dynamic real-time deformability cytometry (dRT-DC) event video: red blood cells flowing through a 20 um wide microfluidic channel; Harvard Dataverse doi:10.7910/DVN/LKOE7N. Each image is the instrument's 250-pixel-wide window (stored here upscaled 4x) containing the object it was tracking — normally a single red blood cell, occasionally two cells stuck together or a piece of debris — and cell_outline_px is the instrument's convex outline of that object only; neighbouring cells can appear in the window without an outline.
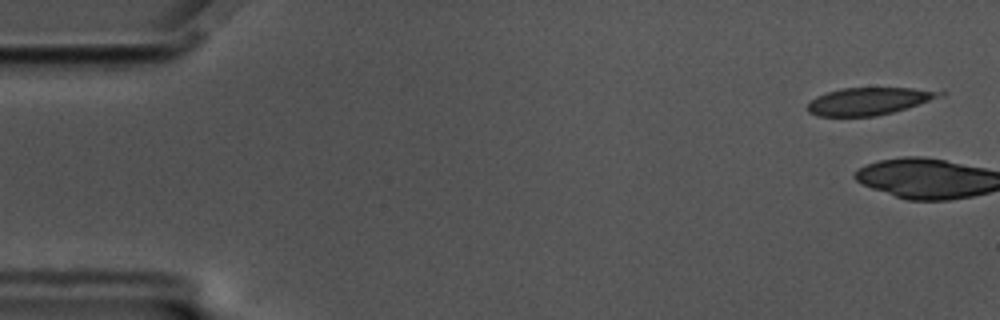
{"species": "common noctule bat (a hibernating species)", "species_latin": "Nyctalus noctula", "temperature_condition": "cold", "stored_images_in_passage": 4, "camera_frame_rate_fps": 3000, "um_per_image_px": 0.085, "animal": {"sex": "male", "body_mass_g": 17.5, "forearm_length_mm": 52.3}, "frame": {"image": 1, "passage_image": 2, "time_ms": 0.333, "image_size_px": [1000, 320], "cell_outline_px": [[944, 96], [892, 112], [876, 116], [816, 116], [808, 112], [804, 108], [816, 96], [840, 88], [912, 88], [944, 92]], "centroid_in_image_um": [73.79, 8.6], "position_along_channel_um": 11.2, "area_um2": 20.92}}